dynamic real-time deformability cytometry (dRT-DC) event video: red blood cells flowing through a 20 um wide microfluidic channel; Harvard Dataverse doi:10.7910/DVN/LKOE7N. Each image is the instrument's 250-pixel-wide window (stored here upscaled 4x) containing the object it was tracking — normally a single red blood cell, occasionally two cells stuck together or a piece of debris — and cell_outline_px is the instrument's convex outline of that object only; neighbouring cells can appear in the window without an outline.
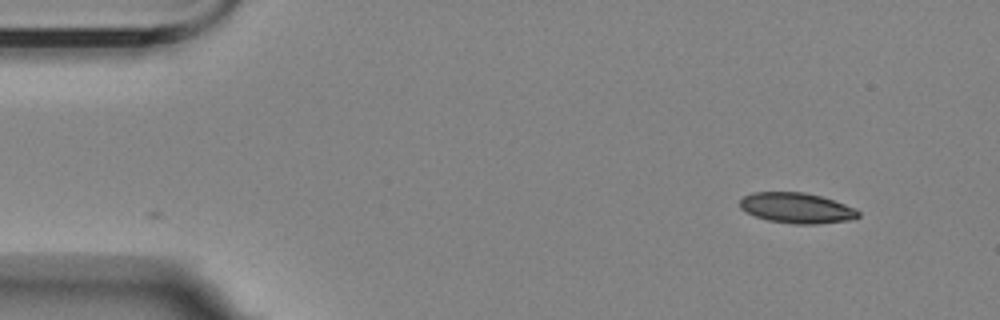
{"species": "Egyptian fruit bat (a non-hibernating species)", "species_latin": "Rousettus aegyptiacus", "temperature_condition": "room temperature", "stored_images_in_passage": 4, "camera_frame_rate_fps": 3000, "um_per_image_px": 0.085, "animal": {"sex": "female"}, "frame": {"image": 1, "passage_image": 1, "time_ms": 0.0, "image_size_px": [1000, 320], "cell_outline_px": [[860, 216], [856, 220], [816, 224], [796, 224], [768, 220], [744, 212], [740, 208], [740, 200], [744, 196], [752, 192], [804, 192], [820, 196], [856, 208], [860, 212]], "centroid_in_image_um": [67.74, 17.69], "position_along_channel_um": 17.3, "area_um2": 21.15}}
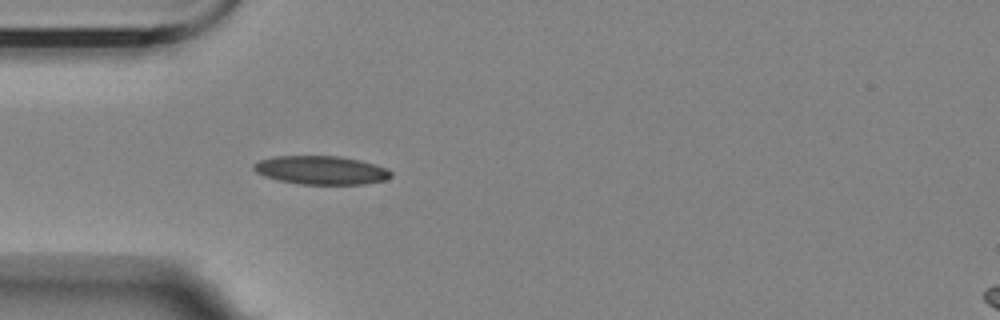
{"frame": {"image": 2, "passage_image": 4, "time_ms": 3.667, "image_size_px": [1000, 320], "cell_outline_px": [[392, 176], [384, 180], [364, 184], [300, 184], [280, 180], [256, 172], [252, 168], [252, 164], [260, 160], [276, 156], [340, 156], [360, 160], [376, 164], [388, 168], [392, 172]], "centroid_in_image_um": [27.34, 14.45], "position_along_channel_um": 57.7, "area_um2": 22.77}}